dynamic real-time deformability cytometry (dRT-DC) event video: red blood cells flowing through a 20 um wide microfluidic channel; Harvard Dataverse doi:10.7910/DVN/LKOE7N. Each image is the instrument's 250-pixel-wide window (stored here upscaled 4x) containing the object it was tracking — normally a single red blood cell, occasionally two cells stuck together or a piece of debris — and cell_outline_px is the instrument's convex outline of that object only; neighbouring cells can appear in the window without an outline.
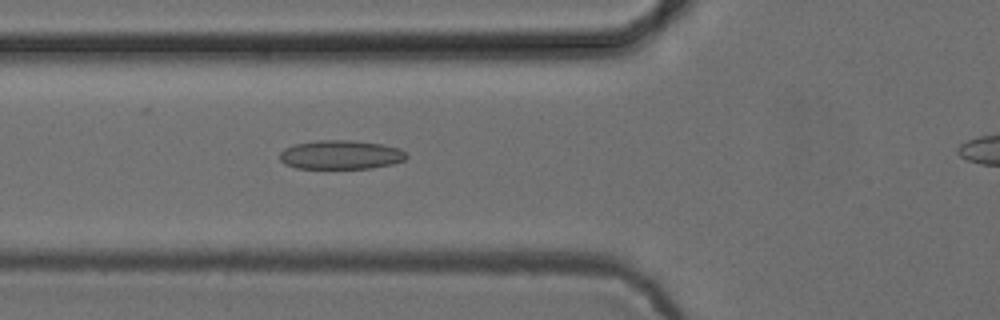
{"species": "common noctule bat (a hibernating species)", "species_latin": "Nyctalus noctula", "temperature_condition": "cold", "stored_images_in_passage": 33, "camera_frame_rate_fps": 3000, "um_per_image_px": 0.085, "animal": {"sex": "female", "body_mass_g": 24.6, "forearm_length_mm": 56.2}, "frame": {"image": 1, "passage_image": 6, "time_ms": 1.667, "image_size_px": [1000, 320], "cell_outline_px": [[408, 156], [404, 160], [392, 164], [372, 168], [296, 168], [284, 164], [280, 160], [280, 152], [284, 148], [292, 144], [316, 140], [352, 140], [384, 144], [400, 148], [408, 152]], "centroid_in_image_um": [28.98, 13.14], "position_along_channel_um": 96.8, "area_um2": 21.73}}
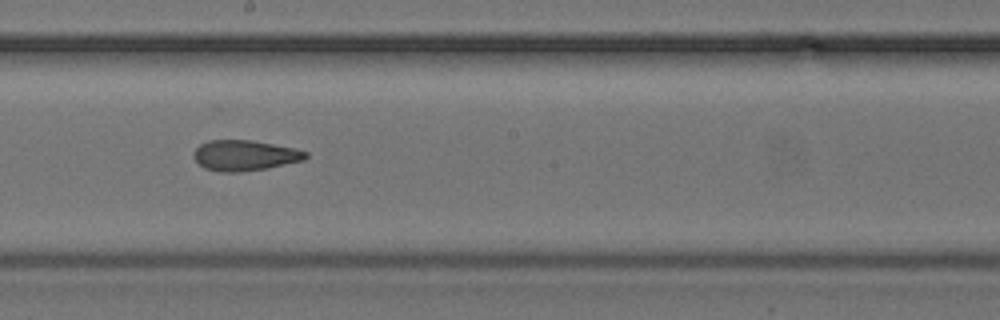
{"frame": {"image": 2, "passage_image": 16, "time_ms": 5.0, "image_size_px": [1000, 320], "cell_outline_px": [[308, 156], [304, 160], [268, 168], [240, 172], [220, 172], [204, 168], [192, 156], [196, 148], [200, 144], [208, 140], [252, 140], [296, 148], [308, 152]], "centroid_in_image_um": [20.81, 13.21], "position_along_channel_um": 227.4, "area_um2": 20.06}}
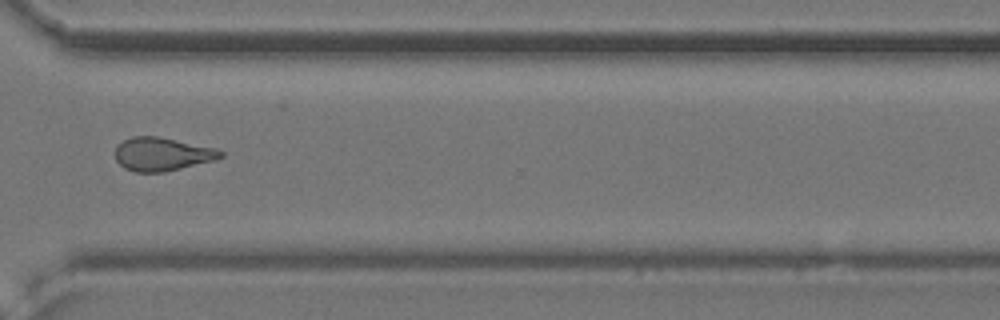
{"frame": {"image": 3, "passage_image": 26, "time_ms": 8.333, "image_size_px": [1000, 320], "cell_outline_px": [[224, 156], [216, 160], [164, 172], [136, 172], [124, 168], [116, 160], [116, 144], [132, 136], [160, 136], [216, 148], [224, 152]], "centroid_in_image_um": [13.8, 13.09], "position_along_channel_um": 356.8, "area_um2": 20.69}}